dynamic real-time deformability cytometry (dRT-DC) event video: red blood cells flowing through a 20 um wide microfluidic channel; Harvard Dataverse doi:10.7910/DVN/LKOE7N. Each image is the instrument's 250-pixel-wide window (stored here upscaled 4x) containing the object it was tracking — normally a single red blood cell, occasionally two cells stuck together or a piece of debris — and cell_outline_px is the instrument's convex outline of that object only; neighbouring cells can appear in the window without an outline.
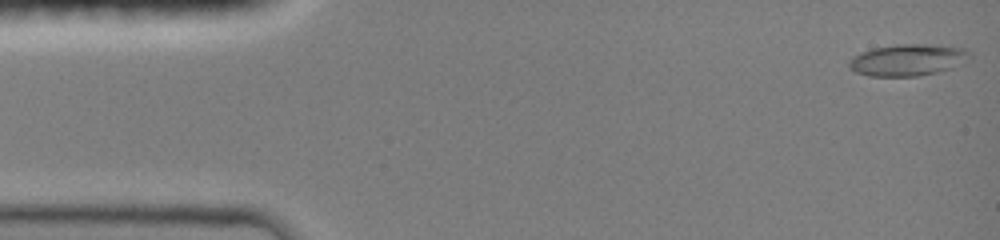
{"species": "common noctule bat (a hibernating species)", "species_latin": "Nyctalus noctula", "temperature_condition": "room temperature", "stored_images_in_passage": 77, "camera_frame_rate_fps": 3000, "um_per_image_px": 0.085, "animal": {"sex": "female", "body_mass_g": 19.0, "forearm_length_mm": 51.5}, "frame": {"image": 1, "passage_image": 1, "time_ms": 0.0, "image_size_px": [1000, 240], "cell_outline_px": [[972, 56], [952, 68], [936, 72], [916, 76], [868, 76], [856, 72], [848, 64], [852, 56], [860, 52], [872, 48], [896, 44], [928, 44], [964, 48]], "centroid_in_image_um": [77.13, 5.09], "position_along_channel_um": 7.9, "area_um2": 22.14}}
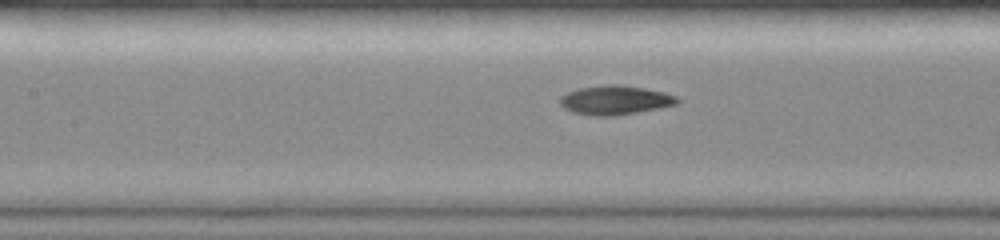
{"frame": {"image": 2, "passage_image": 33, "time_ms": 6.333, "image_size_px": [1000, 240], "cell_outline_px": [[680, 100], [676, 104], [660, 108], [616, 116], [596, 116], [572, 112], [564, 108], [560, 104], [560, 96], [568, 92], [580, 88], [608, 84], [620, 84], [644, 88], [664, 92], [676, 96]], "centroid_in_image_um": [52.29, 8.51], "position_along_channel_um": 155.1, "area_um2": 19.94}}
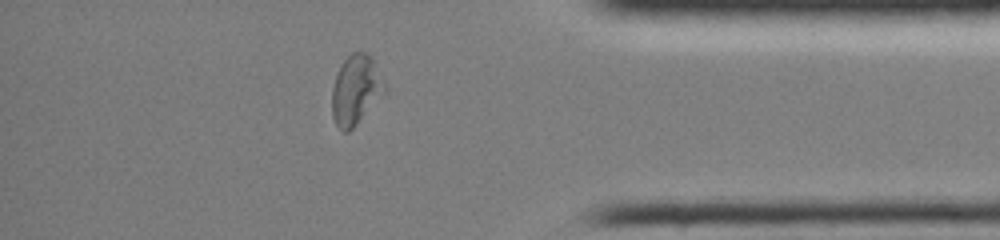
{"frame": {"image": 3, "passage_image": 65, "time_ms": 12.667, "image_size_px": [1000, 240], "cell_outline_px": [[388, 88], [356, 124], [348, 132], [344, 132], [336, 124], [332, 116], [332, 88], [340, 64], [352, 52], [364, 52], [372, 56]], "centroid_in_image_um": [30.25, 7.6], "position_along_channel_um": 405.0, "area_um2": 21.21}, "authors_computed_cell_mechanics": {"area_um2": 19.652, "velocity_mm_per_s": 4.1592, "shape_relaxation_time_tau1_ms": 5.8429, "shape_relaxation_time_tau2_ms": 1.9332, "deformation_change_tau1": 0.2168, "deformation_change_tau2": 0.0644}}